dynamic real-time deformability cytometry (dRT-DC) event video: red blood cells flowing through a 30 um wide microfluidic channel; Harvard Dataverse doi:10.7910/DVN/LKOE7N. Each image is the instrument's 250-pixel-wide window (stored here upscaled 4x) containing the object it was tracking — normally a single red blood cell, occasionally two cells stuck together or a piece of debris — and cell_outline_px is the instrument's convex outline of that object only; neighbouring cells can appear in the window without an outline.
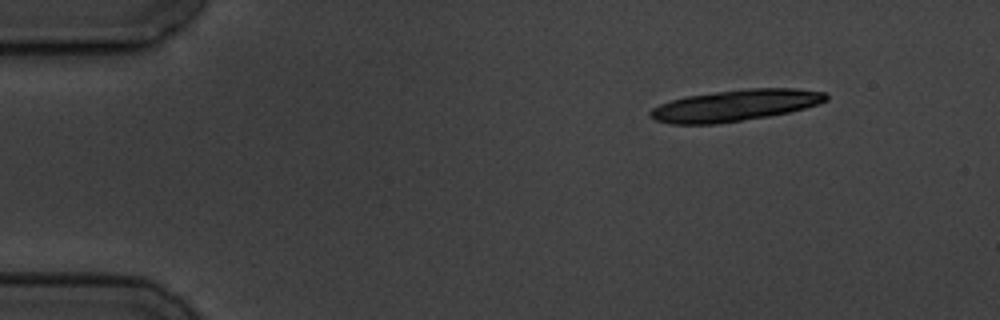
{"species": "common noctule bat (a hibernating species)", "species_latin": "Nyctalus noctula", "temperature_condition": "cold", "stored_images_in_passage": 3, "camera_frame_rate_fps": 3000, "um_per_image_px": 0.085, "animal": {"sex": "male", "body_mass_g": 19.5, "forearm_length_mm": 54.6}, "frame": {"image": 1, "passage_image": 1, "time_ms": 0.0, "image_size_px": [1000, 320], "cell_outline_px": [[828, 100], [820, 104], [788, 112], [768, 116], [716, 124], [672, 124], [656, 120], [648, 116], [648, 112], [652, 108], [660, 104], [684, 96], [748, 88], [796, 88], [824, 92], [828, 96]], "centroid_in_image_um": [62.48, 8.96], "position_along_channel_um": 22.5, "area_um2": 32.14}}